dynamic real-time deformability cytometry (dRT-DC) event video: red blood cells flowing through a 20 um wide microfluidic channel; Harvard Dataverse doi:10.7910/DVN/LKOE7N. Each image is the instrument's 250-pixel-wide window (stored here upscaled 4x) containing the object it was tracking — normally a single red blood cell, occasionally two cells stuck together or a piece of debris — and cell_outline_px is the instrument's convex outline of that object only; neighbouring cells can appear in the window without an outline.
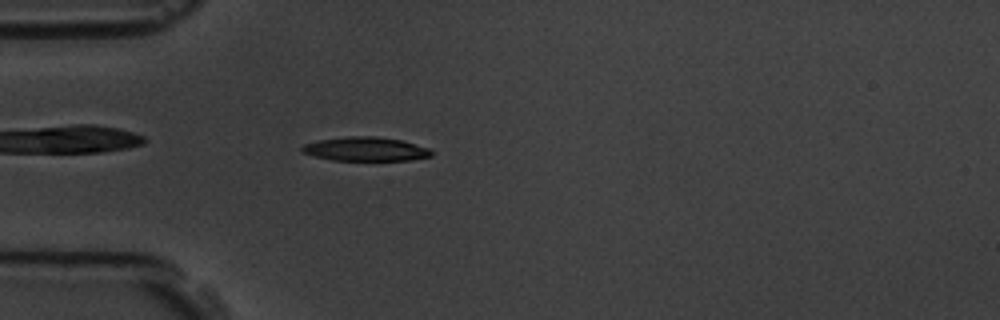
{"species": "common noctule bat (a hibernating species)", "species_latin": "Nyctalus noctula", "temperature_condition": "room temperature", "stored_images_in_passage": 6, "camera_frame_rate_fps": 3000, "um_per_image_px": 0.085, "animal": {"sex": "male", "body_mass_g": 19.5, "forearm_length_mm": 54.6}, "frame": {"image": 1, "passage_image": 6, "time_ms": 5.667, "image_size_px": [1000, 320], "cell_outline_px": [[432, 156], [412, 160], [332, 160], [300, 152], [300, 148], [304, 144], [320, 140], [348, 136], [376, 136], [404, 140], [428, 148], [432, 152]], "centroid_in_image_um": [31.09, 12.66], "position_along_channel_um": 53.9, "area_um2": 18.09}}